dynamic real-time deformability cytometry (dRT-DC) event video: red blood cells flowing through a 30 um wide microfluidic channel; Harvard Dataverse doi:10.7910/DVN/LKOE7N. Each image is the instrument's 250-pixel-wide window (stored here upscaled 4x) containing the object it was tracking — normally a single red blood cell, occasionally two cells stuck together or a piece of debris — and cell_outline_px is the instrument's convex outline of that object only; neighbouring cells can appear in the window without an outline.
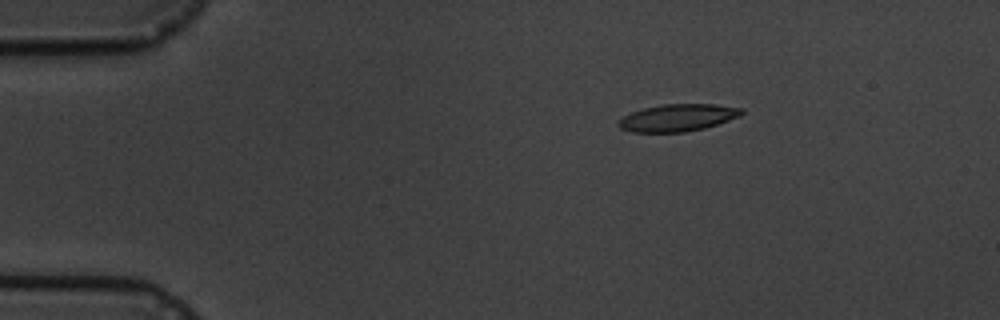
{"species": "common noctule bat (a hibernating species)", "species_latin": "Nyctalus noctula", "temperature_condition": "cold", "stored_images_in_passage": 5, "camera_frame_rate_fps": 3000, "um_per_image_px": 0.085, "animal": {"sex": "male", "body_mass_g": 19.5, "forearm_length_mm": 54.6}, "frame": {"image": 1, "passage_image": 3, "time_ms": 3.0, "image_size_px": [1000, 320], "cell_outline_px": [[744, 112], [740, 116], [704, 128], [684, 132], [632, 132], [620, 128], [616, 124], [616, 120], [632, 112], [644, 108], [664, 104], [716, 104], [744, 108]], "centroid_in_image_um": [57.59, 10.0], "position_along_channel_um": 27.4, "area_um2": 19.54}}